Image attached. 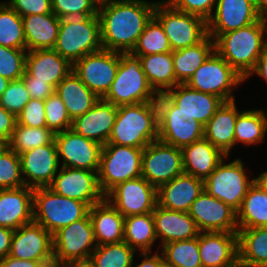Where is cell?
<instances>
[{
    "label": "cell",
    "mask_w": 267,
    "mask_h": 267,
    "mask_svg": "<svg viewBox=\"0 0 267 267\" xmlns=\"http://www.w3.org/2000/svg\"><path fill=\"white\" fill-rule=\"evenodd\" d=\"M13 232L10 228L0 227V260L10 253Z\"/></svg>",
    "instance_id": "obj_57"
},
{
    "label": "cell",
    "mask_w": 267,
    "mask_h": 267,
    "mask_svg": "<svg viewBox=\"0 0 267 267\" xmlns=\"http://www.w3.org/2000/svg\"><path fill=\"white\" fill-rule=\"evenodd\" d=\"M238 258L247 267H267V227L238 228Z\"/></svg>",
    "instance_id": "obj_35"
},
{
    "label": "cell",
    "mask_w": 267,
    "mask_h": 267,
    "mask_svg": "<svg viewBox=\"0 0 267 267\" xmlns=\"http://www.w3.org/2000/svg\"><path fill=\"white\" fill-rule=\"evenodd\" d=\"M94 238L97 245L122 242L125 217L104 198L90 207Z\"/></svg>",
    "instance_id": "obj_30"
},
{
    "label": "cell",
    "mask_w": 267,
    "mask_h": 267,
    "mask_svg": "<svg viewBox=\"0 0 267 267\" xmlns=\"http://www.w3.org/2000/svg\"><path fill=\"white\" fill-rule=\"evenodd\" d=\"M181 150L184 173L203 181L216 169L223 158L227 157L205 137Z\"/></svg>",
    "instance_id": "obj_31"
},
{
    "label": "cell",
    "mask_w": 267,
    "mask_h": 267,
    "mask_svg": "<svg viewBox=\"0 0 267 267\" xmlns=\"http://www.w3.org/2000/svg\"><path fill=\"white\" fill-rule=\"evenodd\" d=\"M30 95L22 79L10 81L7 89L0 97V104L16 117L22 112L23 107L30 100Z\"/></svg>",
    "instance_id": "obj_48"
},
{
    "label": "cell",
    "mask_w": 267,
    "mask_h": 267,
    "mask_svg": "<svg viewBox=\"0 0 267 267\" xmlns=\"http://www.w3.org/2000/svg\"><path fill=\"white\" fill-rule=\"evenodd\" d=\"M172 7L185 13L194 14L206 22L212 17L217 0H166ZM214 9V10H213Z\"/></svg>",
    "instance_id": "obj_50"
},
{
    "label": "cell",
    "mask_w": 267,
    "mask_h": 267,
    "mask_svg": "<svg viewBox=\"0 0 267 267\" xmlns=\"http://www.w3.org/2000/svg\"><path fill=\"white\" fill-rule=\"evenodd\" d=\"M241 82L244 78L214 50L186 84L192 89L220 97L225 102L235 100L232 92Z\"/></svg>",
    "instance_id": "obj_10"
},
{
    "label": "cell",
    "mask_w": 267,
    "mask_h": 267,
    "mask_svg": "<svg viewBox=\"0 0 267 267\" xmlns=\"http://www.w3.org/2000/svg\"><path fill=\"white\" fill-rule=\"evenodd\" d=\"M0 267H46L41 261L20 260L6 256L0 260Z\"/></svg>",
    "instance_id": "obj_56"
},
{
    "label": "cell",
    "mask_w": 267,
    "mask_h": 267,
    "mask_svg": "<svg viewBox=\"0 0 267 267\" xmlns=\"http://www.w3.org/2000/svg\"><path fill=\"white\" fill-rule=\"evenodd\" d=\"M156 4L145 0H100L97 15L103 49L130 53L154 16Z\"/></svg>",
    "instance_id": "obj_1"
},
{
    "label": "cell",
    "mask_w": 267,
    "mask_h": 267,
    "mask_svg": "<svg viewBox=\"0 0 267 267\" xmlns=\"http://www.w3.org/2000/svg\"><path fill=\"white\" fill-rule=\"evenodd\" d=\"M183 173L181 148L156 140L143 149L141 176L156 189Z\"/></svg>",
    "instance_id": "obj_13"
},
{
    "label": "cell",
    "mask_w": 267,
    "mask_h": 267,
    "mask_svg": "<svg viewBox=\"0 0 267 267\" xmlns=\"http://www.w3.org/2000/svg\"><path fill=\"white\" fill-rule=\"evenodd\" d=\"M142 148L105 144L102 146L98 183L106 196L119 183L141 176Z\"/></svg>",
    "instance_id": "obj_7"
},
{
    "label": "cell",
    "mask_w": 267,
    "mask_h": 267,
    "mask_svg": "<svg viewBox=\"0 0 267 267\" xmlns=\"http://www.w3.org/2000/svg\"><path fill=\"white\" fill-rule=\"evenodd\" d=\"M54 193L87 203L90 207L102 201L97 172L85 169L62 167L48 186Z\"/></svg>",
    "instance_id": "obj_18"
},
{
    "label": "cell",
    "mask_w": 267,
    "mask_h": 267,
    "mask_svg": "<svg viewBox=\"0 0 267 267\" xmlns=\"http://www.w3.org/2000/svg\"><path fill=\"white\" fill-rule=\"evenodd\" d=\"M44 103L47 128L54 134L71 129L72 120L66 106L56 92L44 100Z\"/></svg>",
    "instance_id": "obj_47"
},
{
    "label": "cell",
    "mask_w": 267,
    "mask_h": 267,
    "mask_svg": "<svg viewBox=\"0 0 267 267\" xmlns=\"http://www.w3.org/2000/svg\"><path fill=\"white\" fill-rule=\"evenodd\" d=\"M26 50L53 49L60 26L54 13L32 14L22 17Z\"/></svg>",
    "instance_id": "obj_32"
},
{
    "label": "cell",
    "mask_w": 267,
    "mask_h": 267,
    "mask_svg": "<svg viewBox=\"0 0 267 267\" xmlns=\"http://www.w3.org/2000/svg\"><path fill=\"white\" fill-rule=\"evenodd\" d=\"M158 95L150 85L139 57L120 52L116 77L102 99L119 107L156 101Z\"/></svg>",
    "instance_id": "obj_5"
},
{
    "label": "cell",
    "mask_w": 267,
    "mask_h": 267,
    "mask_svg": "<svg viewBox=\"0 0 267 267\" xmlns=\"http://www.w3.org/2000/svg\"><path fill=\"white\" fill-rule=\"evenodd\" d=\"M235 100L225 101L205 125L204 137L227 157L235 145V124L238 117Z\"/></svg>",
    "instance_id": "obj_29"
},
{
    "label": "cell",
    "mask_w": 267,
    "mask_h": 267,
    "mask_svg": "<svg viewBox=\"0 0 267 267\" xmlns=\"http://www.w3.org/2000/svg\"><path fill=\"white\" fill-rule=\"evenodd\" d=\"M17 117L0 104V140H11Z\"/></svg>",
    "instance_id": "obj_54"
},
{
    "label": "cell",
    "mask_w": 267,
    "mask_h": 267,
    "mask_svg": "<svg viewBox=\"0 0 267 267\" xmlns=\"http://www.w3.org/2000/svg\"><path fill=\"white\" fill-rule=\"evenodd\" d=\"M9 140H0V156L10 148Z\"/></svg>",
    "instance_id": "obj_63"
},
{
    "label": "cell",
    "mask_w": 267,
    "mask_h": 267,
    "mask_svg": "<svg viewBox=\"0 0 267 267\" xmlns=\"http://www.w3.org/2000/svg\"><path fill=\"white\" fill-rule=\"evenodd\" d=\"M73 121L90 110L99 98L72 71L55 89Z\"/></svg>",
    "instance_id": "obj_33"
},
{
    "label": "cell",
    "mask_w": 267,
    "mask_h": 267,
    "mask_svg": "<svg viewBox=\"0 0 267 267\" xmlns=\"http://www.w3.org/2000/svg\"><path fill=\"white\" fill-rule=\"evenodd\" d=\"M105 198L128 217L153 212L157 205V189L140 176L119 183Z\"/></svg>",
    "instance_id": "obj_16"
},
{
    "label": "cell",
    "mask_w": 267,
    "mask_h": 267,
    "mask_svg": "<svg viewBox=\"0 0 267 267\" xmlns=\"http://www.w3.org/2000/svg\"><path fill=\"white\" fill-rule=\"evenodd\" d=\"M98 12H75L60 18L54 46L72 65L87 54L103 48Z\"/></svg>",
    "instance_id": "obj_3"
},
{
    "label": "cell",
    "mask_w": 267,
    "mask_h": 267,
    "mask_svg": "<svg viewBox=\"0 0 267 267\" xmlns=\"http://www.w3.org/2000/svg\"><path fill=\"white\" fill-rule=\"evenodd\" d=\"M73 70V65L54 49L27 51L23 77H34L56 86Z\"/></svg>",
    "instance_id": "obj_24"
},
{
    "label": "cell",
    "mask_w": 267,
    "mask_h": 267,
    "mask_svg": "<svg viewBox=\"0 0 267 267\" xmlns=\"http://www.w3.org/2000/svg\"><path fill=\"white\" fill-rule=\"evenodd\" d=\"M162 255L168 267H202L199 252V236L161 245Z\"/></svg>",
    "instance_id": "obj_40"
},
{
    "label": "cell",
    "mask_w": 267,
    "mask_h": 267,
    "mask_svg": "<svg viewBox=\"0 0 267 267\" xmlns=\"http://www.w3.org/2000/svg\"><path fill=\"white\" fill-rule=\"evenodd\" d=\"M61 267H96L95 264L91 261V259L87 260H74L65 263Z\"/></svg>",
    "instance_id": "obj_59"
},
{
    "label": "cell",
    "mask_w": 267,
    "mask_h": 267,
    "mask_svg": "<svg viewBox=\"0 0 267 267\" xmlns=\"http://www.w3.org/2000/svg\"><path fill=\"white\" fill-rule=\"evenodd\" d=\"M203 191L202 179L183 173L157 189V204L169 210L189 212Z\"/></svg>",
    "instance_id": "obj_25"
},
{
    "label": "cell",
    "mask_w": 267,
    "mask_h": 267,
    "mask_svg": "<svg viewBox=\"0 0 267 267\" xmlns=\"http://www.w3.org/2000/svg\"><path fill=\"white\" fill-rule=\"evenodd\" d=\"M254 73L265 79V82L267 83V45L261 50L255 67L250 72V74L244 79V81H246V79Z\"/></svg>",
    "instance_id": "obj_58"
},
{
    "label": "cell",
    "mask_w": 267,
    "mask_h": 267,
    "mask_svg": "<svg viewBox=\"0 0 267 267\" xmlns=\"http://www.w3.org/2000/svg\"><path fill=\"white\" fill-rule=\"evenodd\" d=\"M154 17L161 23L172 51L194 46L208 35L203 18L177 10L165 0L157 2Z\"/></svg>",
    "instance_id": "obj_8"
},
{
    "label": "cell",
    "mask_w": 267,
    "mask_h": 267,
    "mask_svg": "<svg viewBox=\"0 0 267 267\" xmlns=\"http://www.w3.org/2000/svg\"><path fill=\"white\" fill-rule=\"evenodd\" d=\"M255 5L259 16L267 19V0H255Z\"/></svg>",
    "instance_id": "obj_60"
},
{
    "label": "cell",
    "mask_w": 267,
    "mask_h": 267,
    "mask_svg": "<svg viewBox=\"0 0 267 267\" xmlns=\"http://www.w3.org/2000/svg\"><path fill=\"white\" fill-rule=\"evenodd\" d=\"M156 252L151 256L149 254L152 252H149V251L140 252V253H142L140 256H142V257L144 256V258H143L142 262L140 264L136 265L135 267H168L165 264L162 253L160 255V253H158V250Z\"/></svg>",
    "instance_id": "obj_55"
},
{
    "label": "cell",
    "mask_w": 267,
    "mask_h": 267,
    "mask_svg": "<svg viewBox=\"0 0 267 267\" xmlns=\"http://www.w3.org/2000/svg\"><path fill=\"white\" fill-rule=\"evenodd\" d=\"M117 113L116 105L99 99L90 110L72 121L71 129L103 146L108 143Z\"/></svg>",
    "instance_id": "obj_23"
},
{
    "label": "cell",
    "mask_w": 267,
    "mask_h": 267,
    "mask_svg": "<svg viewBox=\"0 0 267 267\" xmlns=\"http://www.w3.org/2000/svg\"><path fill=\"white\" fill-rule=\"evenodd\" d=\"M123 231V241L131 248L140 252L152 251L157 240L152 212L125 217Z\"/></svg>",
    "instance_id": "obj_37"
},
{
    "label": "cell",
    "mask_w": 267,
    "mask_h": 267,
    "mask_svg": "<svg viewBox=\"0 0 267 267\" xmlns=\"http://www.w3.org/2000/svg\"><path fill=\"white\" fill-rule=\"evenodd\" d=\"M33 192L27 186L0 189V227L17 230L33 221Z\"/></svg>",
    "instance_id": "obj_27"
},
{
    "label": "cell",
    "mask_w": 267,
    "mask_h": 267,
    "mask_svg": "<svg viewBox=\"0 0 267 267\" xmlns=\"http://www.w3.org/2000/svg\"><path fill=\"white\" fill-rule=\"evenodd\" d=\"M152 215L156 238H160L162 245L193 239L200 234L195 220L188 212L169 210L157 204Z\"/></svg>",
    "instance_id": "obj_26"
},
{
    "label": "cell",
    "mask_w": 267,
    "mask_h": 267,
    "mask_svg": "<svg viewBox=\"0 0 267 267\" xmlns=\"http://www.w3.org/2000/svg\"><path fill=\"white\" fill-rule=\"evenodd\" d=\"M55 134L47 127L32 128L16 124L11 140L10 148L18 155L50 144L54 140Z\"/></svg>",
    "instance_id": "obj_44"
},
{
    "label": "cell",
    "mask_w": 267,
    "mask_h": 267,
    "mask_svg": "<svg viewBox=\"0 0 267 267\" xmlns=\"http://www.w3.org/2000/svg\"><path fill=\"white\" fill-rule=\"evenodd\" d=\"M54 141L59 162H63L60 163L62 167L98 172L101 144L75 133L72 129L56 133Z\"/></svg>",
    "instance_id": "obj_17"
},
{
    "label": "cell",
    "mask_w": 267,
    "mask_h": 267,
    "mask_svg": "<svg viewBox=\"0 0 267 267\" xmlns=\"http://www.w3.org/2000/svg\"><path fill=\"white\" fill-rule=\"evenodd\" d=\"M164 94L177 106L184 121L196 120L204 126L224 102L220 97L192 89L187 84H177Z\"/></svg>",
    "instance_id": "obj_20"
},
{
    "label": "cell",
    "mask_w": 267,
    "mask_h": 267,
    "mask_svg": "<svg viewBox=\"0 0 267 267\" xmlns=\"http://www.w3.org/2000/svg\"><path fill=\"white\" fill-rule=\"evenodd\" d=\"M267 132V115L263 109L240 112L235 124V144L245 146L263 142Z\"/></svg>",
    "instance_id": "obj_39"
},
{
    "label": "cell",
    "mask_w": 267,
    "mask_h": 267,
    "mask_svg": "<svg viewBox=\"0 0 267 267\" xmlns=\"http://www.w3.org/2000/svg\"><path fill=\"white\" fill-rule=\"evenodd\" d=\"M120 61V52L101 49L90 53L73 64V72L102 99L113 83Z\"/></svg>",
    "instance_id": "obj_14"
},
{
    "label": "cell",
    "mask_w": 267,
    "mask_h": 267,
    "mask_svg": "<svg viewBox=\"0 0 267 267\" xmlns=\"http://www.w3.org/2000/svg\"><path fill=\"white\" fill-rule=\"evenodd\" d=\"M0 45L26 49L22 17L6 2L0 3Z\"/></svg>",
    "instance_id": "obj_41"
},
{
    "label": "cell",
    "mask_w": 267,
    "mask_h": 267,
    "mask_svg": "<svg viewBox=\"0 0 267 267\" xmlns=\"http://www.w3.org/2000/svg\"><path fill=\"white\" fill-rule=\"evenodd\" d=\"M6 3L21 17L32 14H47L52 12L51 0H10Z\"/></svg>",
    "instance_id": "obj_52"
},
{
    "label": "cell",
    "mask_w": 267,
    "mask_h": 267,
    "mask_svg": "<svg viewBox=\"0 0 267 267\" xmlns=\"http://www.w3.org/2000/svg\"><path fill=\"white\" fill-rule=\"evenodd\" d=\"M167 52H172L169 39L161 23L153 16L130 53L134 56H146Z\"/></svg>",
    "instance_id": "obj_42"
},
{
    "label": "cell",
    "mask_w": 267,
    "mask_h": 267,
    "mask_svg": "<svg viewBox=\"0 0 267 267\" xmlns=\"http://www.w3.org/2000/svg\"><path fill=\"white\" fill-rule=\"evenodd\" d=\"M136 57H139L142 69L150 85L158 94L165 93L177 85L172 52Z\"/></svg>",
    "instance_id": "obj_36"
},
{
    "label": "cell",
    "mask_w": 267,
    "mask_h": 267,
    "mask_svg": "<svg viewBox=\"0 0 267 267\" xmlns=\"http://www.w3.org/2000/svg\"><path fill=\"white\" fill-rule=\"evenodd\" d=\"M158 109V140L183 148L204 137L205 126L194 120L184 121L177 106L164 94L156 99Z\"/></svg>",
    "instance_id": "obj_12"
},
{
    "label": "cell",
    "mask_w": 267,
    "mask_h": 267,
    "mask_svg": "<svg viewBox=\"0 0 267 267\" xmlns=\"http://www.w3.org/2000/svg\"><path fill=\"white\" fill-rule=\"evenodd\" d=\"M188 213L200 232H238L237 212L205 189Z\"/></svg>",
    "instance_id": "obj_19"
},
{
    "label": "cell",
    "mask_w": 267,
    "mask_h": 267,
    "mask_svg": "<svg viewBox=\"0 0 267 267\" xmlns=\"http://www.w3.org/2000/svg\"><path fill=\"white\" fill-rule=\"evenodd\" d=\"M215 12L207 21L208 35H221L261 19L255 0H217Z\"/></svg>",
    "instance_id": "obj_22"
},
{
    "label": "cell",
    "mask_w": 267,
    "mask_h": 267,
    "mask_svg": "<svg viewBox=\"0 0 267 267\" xmlns=\"http://www.w3.org/2000/svg\"><path fill=\"white\" fill-rule=\"evenodd\" d=\"M135 252V249L122 241L97 245L90 259L96 267H132Z\"/></svg>",
    "instance_id": "obj_43"
},
{
    "label": "cell",
    "mask_w": 267,
    "mask_h": 267,
    "mask_svg": "<svg viewBox=\"0 0 267 267\" xmlns=\"http://www.w3.org/2000/svg\"><path fill=\"white\" fill-rule=\"evenodd\" d=\"M214 51V40L207 35L194 46L172 51L173 68L177 84H186L195 70Z\"/></svg>",
    "instance_id": "obj_34"
},
{
    "label": "cell",
    "mask_w": 267,
    "mask_h": 267,
    "mask_svg": "<svg viewBox=\"0 0 267 267\" xmlns=\"http://www.w3.org/2000/svg\"><path fill=\"white\" fill-rule=\"evenodd\" d=\"M27 50L0 45V75L10 81L20 80L25 73Z\"/></svg>",
    "instance_id": "obj_46"
},
{
    "label": "cell",
    "mask_w": 267,
    "mask_h": 267,
    "mask_svg": "<svg viewBox=\"0 0 267 267\" xmlns=\"http://www.w3.org/2000/svg\"><path fill=\"white\" fill-rule=\"evenodd\" d=\"M9 83H10V80L0 75V97L2 96L4 91L7 89Z\"/></svg>",
    "instance_id": "obj_62"
},
{
    "label": "cell",
    "mask_w": 267,
    "mask_h": 267,
    "mask_svg": "<svg viewBox=\"0 0 267 267\" xmlns=\"http://www.w3.org/2000/svg\"><path fill=\"white\" fill-rule=\"evenodd\" d=\"M96 247L93 225L88 214L53 234L54 265L61 267L70 261L90 259Z\"/></svg>",
    "instance_id": "obj_11"
},
{
    "label": "cell",
    "mask_w": 267,
    "mask_h": 267,
    "mask_svg": "<svg viewBox=\"0 0 267 267\" xmlns=\"http://www.w3.org/2000/svg\"><path fill=\"white\" fill-rule=\"evenodd\" d=\"M158 140L156 101L118 107L115 124L107 144L144 149Z\"/></svg>",
    "instance_id": "obj_4"
},
{
    "label": "cell",
    "mask_w": 267,
    "mask_h": 267,
    "mask_svg": "<svg viewBox=\"0 0 267 267\" xmlns=\"http://www.w3.org/2000/svg\"><path fill=\"white\" fill-rule=\"evenodd\" d=\"M19 156L25 186L33 189L48 187L61 168L54 140L50 144L31 149Z\"/></svg>",
    "instance_id": "obj_21"
},
{
    "label": "cell",
    "mask_w": 267,
    "mask_h": 267,
    "mask_svg": "<svg viewBox=\"0 0 267 267\" xmlns=\"http://www.w3.org/2000/svg\"><path fill=\"white\" fill-rule=\"evenodd\" d=\"M222 267H247V266L239 258H237L230 264L222 266Z\"/></svg>",
    "instance_id": "obj_64"
},
{
    "label": "cell",
    "mask_w": 267,
    "mask_h": 267,
    "mask_svg": "<svg viewBox=\"0 0 267 267\" xmlns=\"http://www.w3.org/2000/svg\"><path fill=\"white\" fill-rule=\"evenodd\" d=\"M255 183L267 193V171H264L259 176L255 177Z\"/></svg>",
    "instance_id": "obj_61"
},
{
    "label": "cell",
    "mask_w": 267,
    "mask_h": 267,
    "mask_svg": "<svg viewBox=\"0 0 267 267\" xmlns=\"http://www.w3.org/2000/svg\"><path fill=\"white\" fill-rule=\"evenodd\" d=\"M238 228L267 227V193L254 183L237 212Z\"/></svg>",
    "instance_id": "obj_38"
},
{
    "label": "cell",
    "mask_w": 267,
    "mask_h": 267,
    "mask_svg": "<svg viewBox=\"0 0 267 267\" xmlns=\"http://www.w3.org/2000/svg\"><path fill=\"white\" fill-rule=\"evenodd\" d=\"M9 256L41 261L46 267H55L53 235L35 221L22 225L13 232Z\"/></svg>",
    "instance_id": "obj_15"
},
{
    "label": "cell",
    "mask_w": 267,
    "mask_h": 267,
    "mask_svg": "<svg viewBox=\"0 0 267 267\" xmlns=\"http://www.w3.org/2000/svg\"><path fill=\"white\" fill-rule=\"evenodd\" d=\"M21 79L24 81L31 99L46 100L55 92L56 88L53 85L36 80L34 77H22Z\"/></svg>",
    "instance_id": "obj_53"
},
{
    "label": "cell",
    "mask_w": 267,
    "mask_h": 267,
    "mask_svg": "<svg viewBox=\"0 0 267 267\" xmlns=\"http://www.w3.org/2000/svg\"><path fill=\"white\" fill-rule=\"evenodd\" d=\"M224 159L226 157L204 180V189L238 212L249 188L255 183V178L249 179L242 159H234L228 164H225Z\"/></svg>",
    "instance_id": "obj_9"
},
{
    "label": "cell",
    "mask_w": 267,
    "mask_h": 267,
    "mask_svg": "<svg viewBox=\"0 0 267 267\" xmlns=\"http://www.w3.org/2000/svg\"><path fill=\"white\" fill-rule=\"evenodd\" d=\"M17 124L32 128L46 127L44 100L30 99L17 117Z\"/></svg>",
    "instance_id": "obj_49"
},
{
    "label": "cell",
    "mask_w": 267,
    "mask_h": 267,
    "mask_svg": "<svg viewBox=\"0 0 267 267\" xmlns=\"http://www.w3.org/2000/svg\"><path fill=\"white\" fill-rule=\"evenodd\" d=\"M52 12L61 18L75 12H98L100 0H51Z\"/></svg>",
    "instance_id": "obj_51"
},
{
    "label": "cell",
    "mask_w": 267,
    "mask_h": 267,
    "mask_svg": "<svg viewBox=\"0 0 267 267\" xmlns=\"http://www.w3.org/2000/svg\"><path fill=\"white\" fill-rule=\"evenodd\" d=\"M202 267H222L238 258L237 232H200Z\"/></svg>",
    "instance_id": "obj_28"
},
{
    "label": "cell",
    "mask_w": 267,
    "mask_h": 267,
    "mask_svg": "<svg viewBox=\"0 0 267 267\" xmlns=\"http://www.w3.org/2000/svg\"><path fill=\"white\" fill-rule=\"evenodd\" d=\"M89 210L87 203L58 195L48 187L34 188L33 221L52 235L60 228L85 218Z\"/></svg>",
    "instance_id": "obj_6"
},
{
    "label": "cell",
    "mask_w": 267,
    "mask_h": 267,
    "mask_svg": "<svg viewBox=\"0 0 267 267\" xmlns=\"http://www.w3.org/2000/svg\"><path fill=\"white\" fill-rule=\"evenodd\" d=\"M25 186L21 174L20 156L11 148L0 156V189H16Z\"/></svg>",
    "instance_id": "obj_45"
},
{
    "label": "cell",
    "mask_w": 267,
    "mask_h": 267,
    "mask_svg": "<svg viewBox=\"0 0 267 267\" xmlns=\"http://www.w3.org/2000/svg\"><path fill=\"white\" fill-rule=\"evenodd\" d=\"M267 19L221 35H209L214 50L244 79L256 65L261 50L267 45Z\"/></svg>",
    "instance_id": "obj_2"
}]
</instances>
